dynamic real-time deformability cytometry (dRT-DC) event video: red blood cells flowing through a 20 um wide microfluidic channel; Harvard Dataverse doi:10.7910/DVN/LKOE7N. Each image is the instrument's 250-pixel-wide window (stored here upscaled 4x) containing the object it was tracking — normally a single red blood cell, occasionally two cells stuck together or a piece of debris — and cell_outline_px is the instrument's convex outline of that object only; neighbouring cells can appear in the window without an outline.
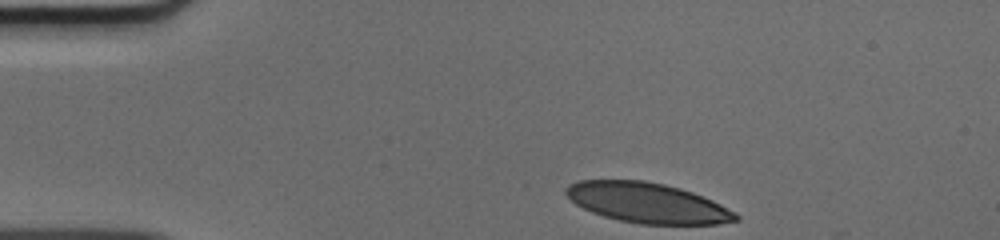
{"species": "human", "species_latin": "Homo sapiens", "temperature_condition": "cold", "stored_images_in_passage": 17, "camera_frame_rate_fps": 3000, "um_per_image_px": 0.085, "donor": {"sex": "male"}, "frame": {"image": 1, "passage_image": 1, "time_ms": 0.0, "image_size_px": [1000, 240], "cell_outline_px": [[740, 220], [720, 224], [640, 224], [620, 220], [604, 216], [592, 212], [576, 204], [564, 192], [564, 188], [568, 184], [580, 180], [644, 180], [664, 184], [680, 188], [704, 196], [736, 212], [740, 216]], "centroid_in_image_um": [55.05, 17.24], "position_along_channel_um": 29.9, "area_um2": 39.77}}
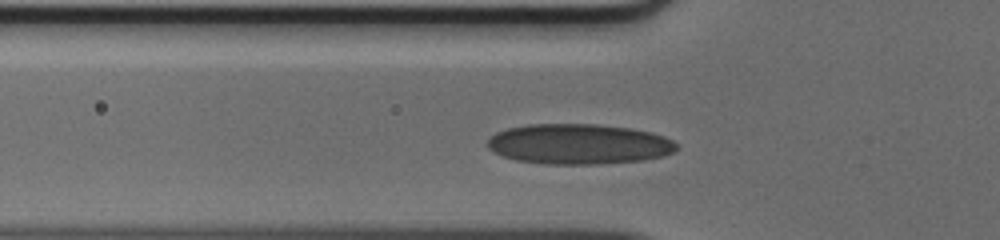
{"frame": {"image": 2, "passage_image": 9, "time_ms": 2.667, "image_size_px": [1000, 240], "cell_outline_px": [[680, 148], [676, 152], [664, 156], [644, 160], [600, 164], [544, 164], [516, 160], [500, 156], [488, 148], [488, 136], [496, 132], [508, 128], [528, 124], [596, 124], [632, 128], [652, 132], [664, 136], [672, 140]], "centroid_in_image_um": [49.21, 12.25], "position_along_channel_um": 76.6, "area_um2": 44.97}}
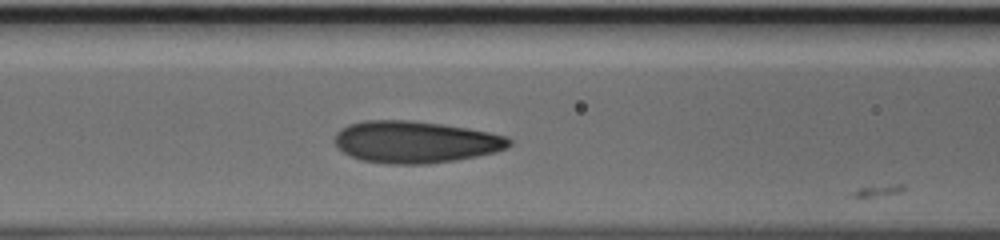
{"frame": {"image": 3, "passage_image": 13, "time_ms": 4.0, "image_size_px": [1000, 240], "cell_outline_px": [[512, 144], [508, 148], [496, 152], [456, 160], [428, 164], [388, 164], [364, 160], [352, 156], [344, 152], [332, 140], [336, 132], [340, 128], [348, 124], [364, 120], [412, 120], [468, 128], [508, 136], [512, 140]], "centroid_in_image_um": [35.32, 12.06], "position_along_channel_um": 131.3, "area_um2": 42.83}}